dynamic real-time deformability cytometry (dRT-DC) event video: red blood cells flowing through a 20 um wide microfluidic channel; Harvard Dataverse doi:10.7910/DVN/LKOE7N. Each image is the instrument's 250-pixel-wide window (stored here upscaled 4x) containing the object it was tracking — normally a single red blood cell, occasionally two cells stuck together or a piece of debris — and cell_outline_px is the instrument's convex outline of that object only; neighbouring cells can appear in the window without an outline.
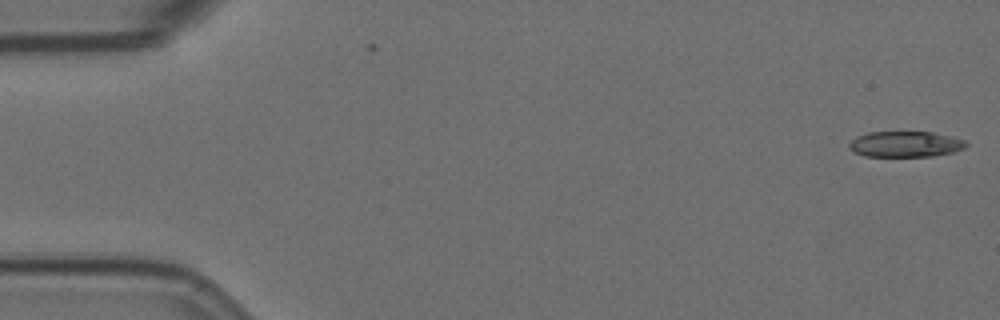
{"species": "Egyptian fruit bat (a non-hibernating species)", "species_latin": "Rousettus aegyptiacus", "temperature_condition": "room temperature", "stored_images_in_passage": 2, "camera_frame_rate_fps": 3000, "um_per_image_px": 0.085, "animal": {"sex": "female"}, "frame": {"image": 1, "passage_image": 2, "time_ms": 0.333, "image_size_px": [1000, 320], "cell_outline_px": [[968, 144], [964, 148], [952, 152], [932, 156], [864, 156], [852, 152], [848, 148], [848, 144], [856, 136], [868, 132], [932, 132], [964, 140]], "centroid_in_image_um": [76.89, 12.25], "position_along_channel_um": 8.1, "area_um2": 17.51}}